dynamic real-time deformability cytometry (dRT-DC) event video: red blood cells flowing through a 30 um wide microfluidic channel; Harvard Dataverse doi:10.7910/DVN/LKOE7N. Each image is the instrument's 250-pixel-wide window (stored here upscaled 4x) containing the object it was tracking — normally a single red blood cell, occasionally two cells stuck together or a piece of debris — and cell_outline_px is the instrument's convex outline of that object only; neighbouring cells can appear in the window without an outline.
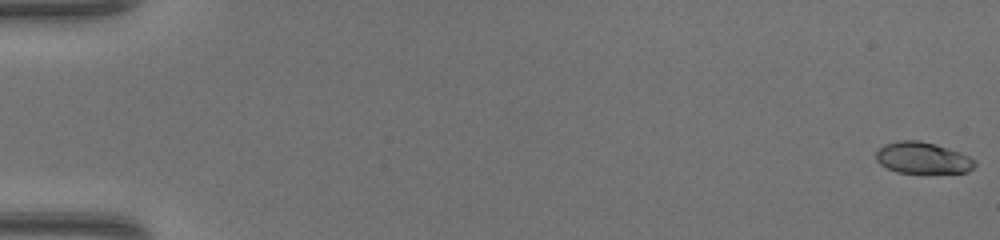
{"species": "common noctule bat (a hibernating species)", "species_latin": "Nyctalus noctula", "temperature_condition": "warm", "stored_images_in_passage": 49, "camera_frame_rate_fps": 3000, "um_per_image_px": 0.085, "animal": {"sex": "female", "body_mass_g": 17.0, "forearm_length_mm": 48.0}, "frame": {"image": 1, "passage_image": 1, "time_ms": 0.0, "image_size_px": [1000, 240], "cell_outline_px": [[976, 164], [968, 172], [896, 172], [880, 164], [876, 160], [876, 152], [884, 144], [900, 140], [920, 140], [948, 148], [960, 152], [976, 160]], "centroid_in_image_um": [78.42, 13.41], "position_along_channel_um": 6.6, "area_um2": 17.92}}
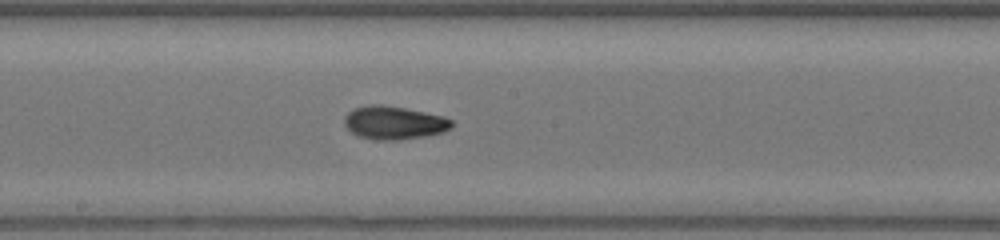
{"frame": {"image": 2, "passage_image": 28, "time_ms": 9.0, "image_size_px": [1000, 240], "cell_outline_px": [[452, 128], [444, 132], [428, 136], [400, 140], [376, 140], [356, 136], [344, 124], [344, 116], [348, 112], [356, 108], [368, 104], [380, 104], [404, 108], [444, 116], [452, 120]], "centroid_in_image_um": [33.5, 10.44], "position_along_channel_um": 214.7, "area_um2": 20.98}}
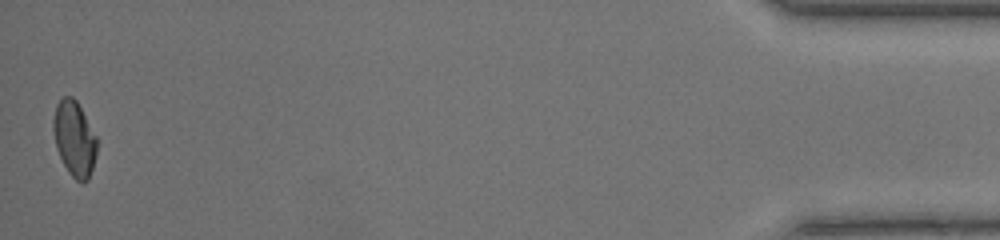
{"frame": {"image": 3, "passage_image": 49, "time_ms": 16.0, "image_size_px": [1000, 240], "cell_outline_px": [[96, 156], [88, 180], [76, 180], [68, 172], [56, 148], [52, 128], [52, 120], [56, 104], [64, 96], [72, 96], [76, 100], [96, 136]], "centroid_in_image_um": [6.29, 11.76], "position_along_channel_um": 428.9, "area_um2": 18.9}, "authors_computed_cell_mechanics": {"area_um2": 19.5942, "velocity_mm_per_s": 4.3559, "shape_relaxation_time_tau1_ms": 5.1836, "shape_relaxation_time_tau2_ms": 1.7532, "deformation_change_tau1": 0.1797, "deformation_change_tau2": 0.0527}}